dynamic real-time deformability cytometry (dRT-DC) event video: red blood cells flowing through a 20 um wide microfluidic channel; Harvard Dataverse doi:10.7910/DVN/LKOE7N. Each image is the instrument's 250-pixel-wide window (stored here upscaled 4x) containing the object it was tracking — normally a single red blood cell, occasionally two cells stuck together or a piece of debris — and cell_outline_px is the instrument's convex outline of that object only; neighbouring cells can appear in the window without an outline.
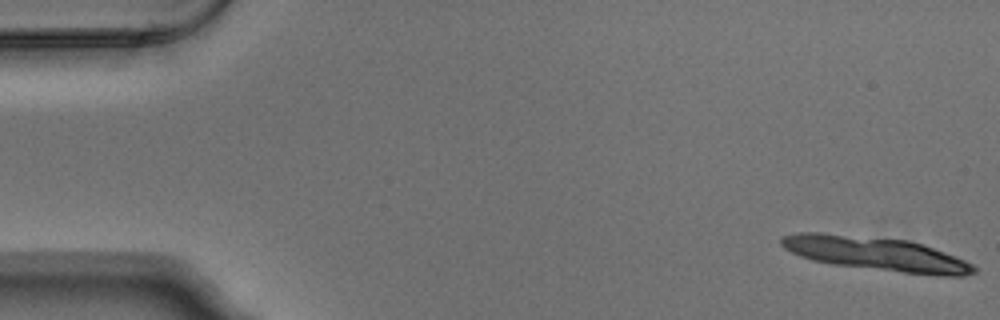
{"species": "Egyptian fruit bat (a non-hibernating species)", "species_latin": "Rousettus aegyptiacus", "temperature_condition": "warm", "stored_images_in_passage": 4, "camera_frame_rate_fps": 3000, "um_per_image_px": 0.085, "animal": {"sex": "male"}, "frame": {"image": 1, "passage_image": 1, "time_ms": 0.0, "image_size_px": [1000, 320], "cell_outline_px": [[976, 272], [964, 276], [944, 276], [904, 272], [832, 264], [812, 260], [800, 256], [784, 248], [780, 244], [780, 236], [796, 232], [820, 232], [908, 240], [924, 244], [956, 256], [972, 264], [976, 268]], "centroid_in_image_um": [74.44, 21.55], "position_along_channel_um": 10.6, "area_um2": 37.86}}